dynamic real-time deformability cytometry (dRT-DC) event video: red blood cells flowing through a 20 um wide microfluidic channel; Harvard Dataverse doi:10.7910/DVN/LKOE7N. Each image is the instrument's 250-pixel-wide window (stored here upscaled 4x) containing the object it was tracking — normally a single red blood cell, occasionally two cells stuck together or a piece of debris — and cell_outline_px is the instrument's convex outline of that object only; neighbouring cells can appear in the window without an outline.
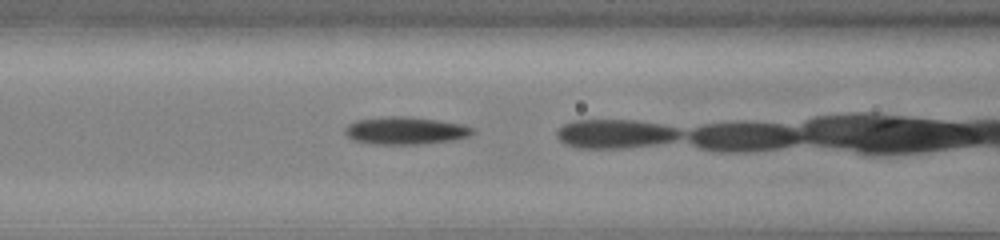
{"species": "common noctule bat (a hibernating species)", "species_latin": "Nyctalus noctula", "temperature_condition": "cold", "stored_images_in_passage": 24, "camera_frame_rate_fps": 3000, "um_per_image_px": 0.085, "animal": {"sex": "male", "body_mass_g": 13.0, "forearm_length_mm": 53.1}, "frame": {"image": 1, "passage_image": 17, "time_ms": 5.333, "image_size_px": [1000, 240], "cell_outline_px": [[476, 132], [468, 136], [452, 140], [416, 144], [372, 144], [352, 140], [344, 132], [344, 128], [348, 124], [356, 120], [392, 116], [404, 116], [436, 120], [460, 124], [476, 128]], "centroid_in_image_um": [34.44, 11.1], "position_along_channel_um": 132.2, "area_um2": 20.35}}